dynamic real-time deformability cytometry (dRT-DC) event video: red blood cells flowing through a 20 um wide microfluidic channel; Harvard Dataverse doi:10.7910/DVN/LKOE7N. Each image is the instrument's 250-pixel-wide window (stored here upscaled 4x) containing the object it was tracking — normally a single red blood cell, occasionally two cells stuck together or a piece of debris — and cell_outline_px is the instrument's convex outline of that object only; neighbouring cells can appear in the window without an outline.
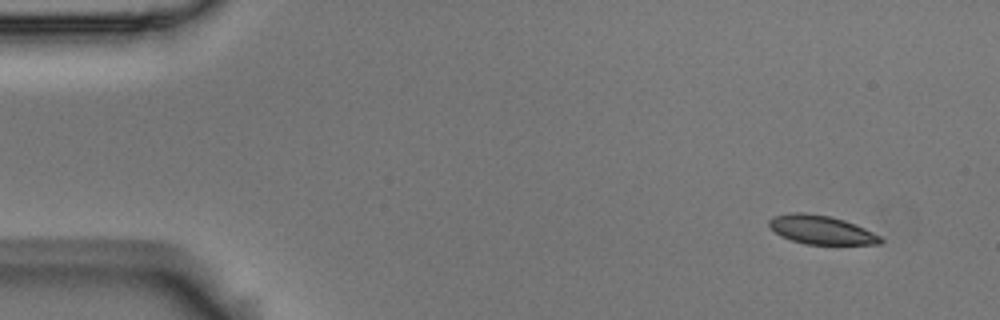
{"species": "Egyptian fruit bat (a non-hibernating species)", "species_latin": "Rousettus aegyptiacus", "temperature_condition": "room temperature", "stored_images_in_passage": 13, "camera_frame_rate_fps": 3000, "um_per_image_px": 0.085, "animal": {"sex": "male"}, "frame": {"image": 1, "passage_image": 1, "time_ms": 0.0, "image_size_px": [1000, 320], "cell_outline_px": [[884, 240], [880, 244], [804, 244], [780, 236], [768, 224], [768, 220], [772, 216], [788, 212], [804, 212], [828, 216], [844, 220], [856, 224], [880, 236]], "centroid_in_image_um": [69.77, 19.52], "position_along_channel_um": 15.2, "area_um2": 18.67}}
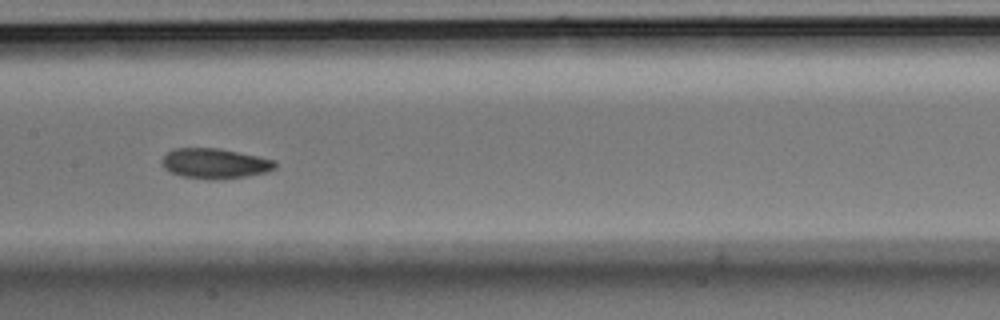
{"frame": {"image": 2, "passage_image": 7, "time_ms": 2.0, "image_size_px": [1000, 320], "cell_outline_px": [[276, 168], [268, 172], [244, 176], [212, 180], [208, 180], [184, 176], [172, 172], [164, 168], [160, 164], [160, 160], [168, 152], [176, 148], [220, 148], [276, 160]], "centroid_in_image_um": [18.26, 13.89], "position_along_channel_um": 189.1, "area_um2": 19.88}}
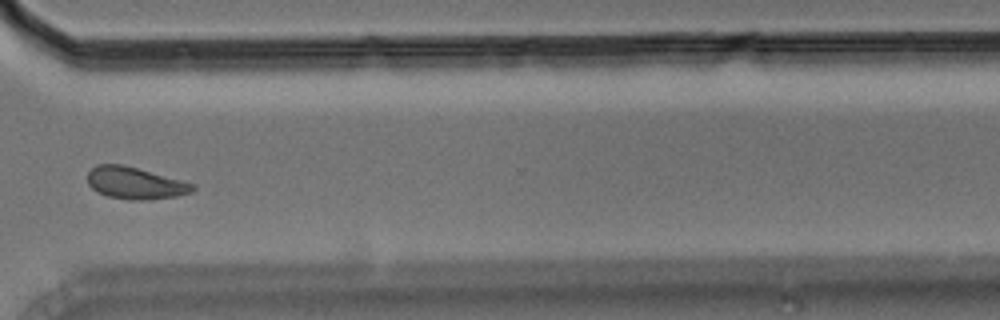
{"frame": {"image": 3, "passage_image": 11, "time_ms": 3.333, "image_size_px": [1000, 320], "cell_outline_px": [[196, 188], [192, 192], [176, 196], [140, 200], [128, 200], [108, 196], [96, 192], [88, 184], [88, 172], [96, 164], [124, 164], [196, 184]], "centroid_in_image_um": [11.48, 15.55], "position_along_channel_um": 359.1, "area_um2": 19.65}}